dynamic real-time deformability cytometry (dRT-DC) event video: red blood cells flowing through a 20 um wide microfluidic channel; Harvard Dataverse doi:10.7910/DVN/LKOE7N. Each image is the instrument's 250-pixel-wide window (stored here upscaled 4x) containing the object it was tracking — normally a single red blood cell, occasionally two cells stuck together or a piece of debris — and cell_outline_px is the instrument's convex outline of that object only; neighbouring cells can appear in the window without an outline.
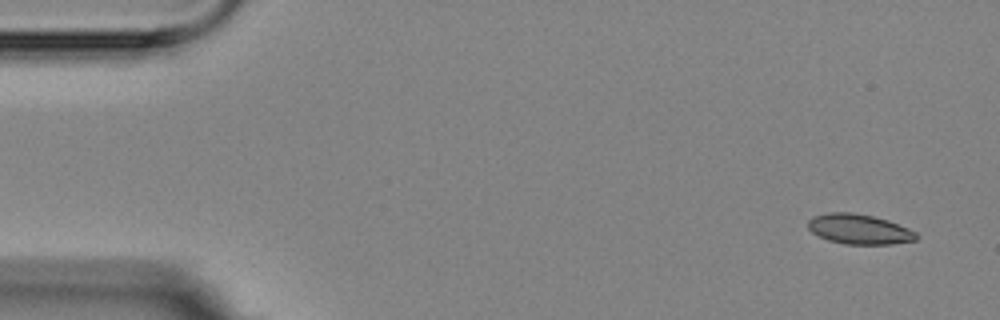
{"species": "Egyptian fruit bat (a non-hibernating species)", "species_latin": "Rousettus aegyptiacus", "temperature_condition": "room temperature", "stored_images_in_passage": 6, "camera_frame_rate_fps": 3000, "um_per_image_px": 0.085, "animal": {"sex": "female"}, "frame": {"image": 1, "passage_image": 1, "time_ms": 0.0, "image_size_px": [1000, 320], "cell_outline_px": [[920, 236], [916, 240], [892, 244], [844, 244], [828, 240], [812, 232], [808, 228], [808, 220], [812, 216], [828, 212], [852, 212], [872, 216], [888, 220], [908, 228], [916, 232]], "centroid_in_image_um": [73.03, 19.47], "position_along_channel_um": 12.0, "area_um2": 19.02}}
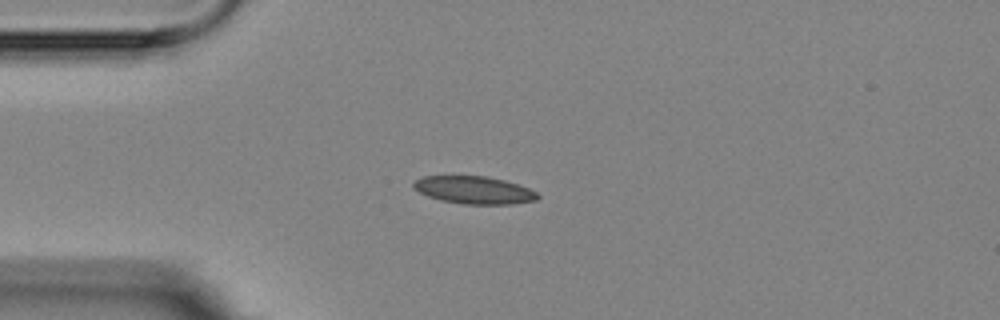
{"frame": {"image": 2, "passage_image": 4, "time_ms": 3.667, "image_size_px": [1000, 320], "cell_outline_px": [[540, 196], [536, 200], [512, 204], [464, 204], [440, 200], [428, 196], [412, 188], [412, 184], [416, 180], [424, 176], [484, 176], [504, 180], [528, 188], [536, 192]], "centroid_in_image_um": [40.28, 16.16], "position_along_channel_um": 44.7, "area_um2": 19.83}}
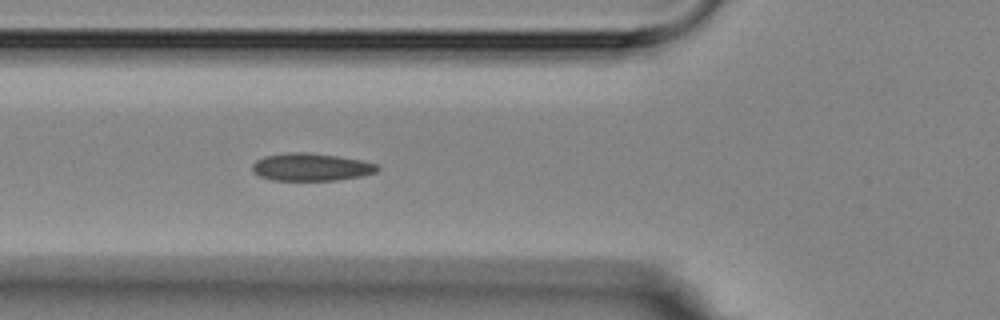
{"frame": {"image": 3, "passage_image": 6, "time_ms": 5.667, "image_size_px": [1000, 320], "cell_outline_px": [[380, 168], [376, 172], [360, 176], [336, 180], [272, 180], [260, 176], [252, 172], [252, 164], [256, 160], [264, 156], [288, 152], [308, 152], [336, 156], [360, 160], [376, 164]], "centroid_in_image_um": [26.4, 14.19], "position_along_channel_um": 99.4, "area_um2": 20.06}}